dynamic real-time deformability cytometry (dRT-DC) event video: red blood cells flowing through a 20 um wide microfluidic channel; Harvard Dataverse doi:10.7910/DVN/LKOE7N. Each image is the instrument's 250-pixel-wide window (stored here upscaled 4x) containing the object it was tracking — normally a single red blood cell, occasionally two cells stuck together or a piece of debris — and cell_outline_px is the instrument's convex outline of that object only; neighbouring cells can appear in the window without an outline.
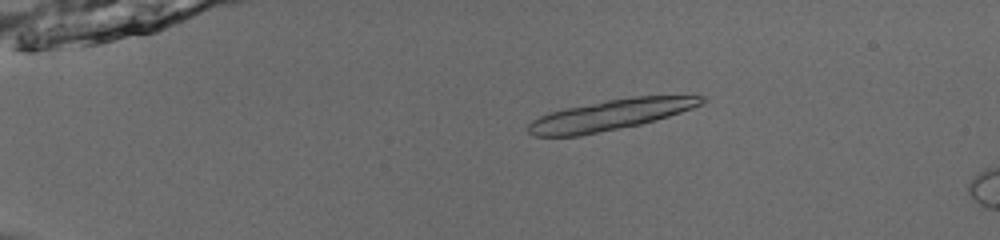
{"species": "common noctule bat (a hibernating species)", "species_latin": "Nyctalus noctula", "temperature_condition": "room temperature", "stored_images_in_passage": 16, "camera_frame_rate_fps": 3000, "um_per_image_px": 0.085, "animal": {"sex": "male", "body_mass_g": 13.0, "forearm_length_mm": 53.1}, "frame": {"image": 1, "passage_image": 12, "time_ms": 3.667, "image_size_px": [1000, 240], "cell_outline_px": [[708, 100], [704, 104], [656, 120], [640, 124], [580, 136], [532, 136], [528, 132], [528, 124], [532, 120], [548, 112], [564, 108], [608, 100], [632, 96], [704, 96]], "centroid_in_image_um": [51.87, 9.77], "position_along_channel_um": 33.1, "area_um2": 30.81}}